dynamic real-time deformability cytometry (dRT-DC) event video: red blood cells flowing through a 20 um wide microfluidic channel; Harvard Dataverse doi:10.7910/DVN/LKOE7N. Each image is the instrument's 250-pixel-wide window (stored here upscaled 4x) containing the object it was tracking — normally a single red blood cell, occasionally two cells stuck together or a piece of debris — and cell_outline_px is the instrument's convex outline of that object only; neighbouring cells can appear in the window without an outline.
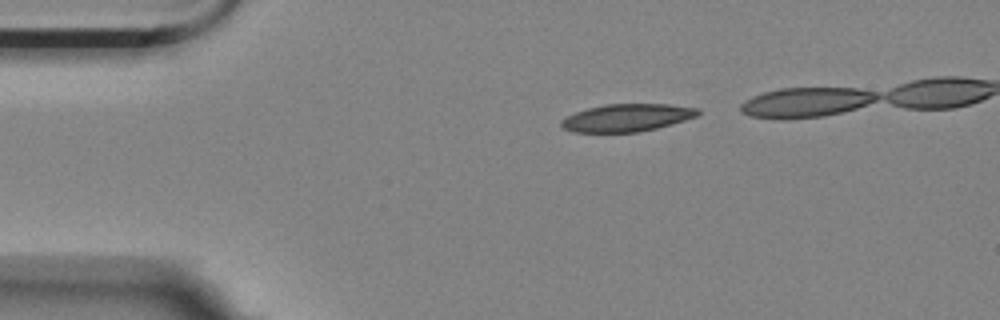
{"species": "Egyptian fruit bat (a non-hibernating species)", "species_latin": "Rousettus aegyptiacus", "temperature_condition": "room temperature", "stored_images_in_passage": 36, "camera_frame_rate_fps": 3000, "um_per_image_px": 0.085, "animal": {"sex": "female"}, "frame": {"image": 1, "passage_image": 1, "time_ms": 0.0, "image_size_px": [1000, 320], "cell_outline_px": [[700, 112], [696, 116], [672, 124], [640, 132], [572, 132], [564, 128], [560, 124], [560, 120], [576, 112], [588, 108], [604, 104], [668, 104], [700, 108]], "centroid_in_image_um": [53.29, 10.0], "position_along_channel_um": 31.7, "area_um2": 21.91}}
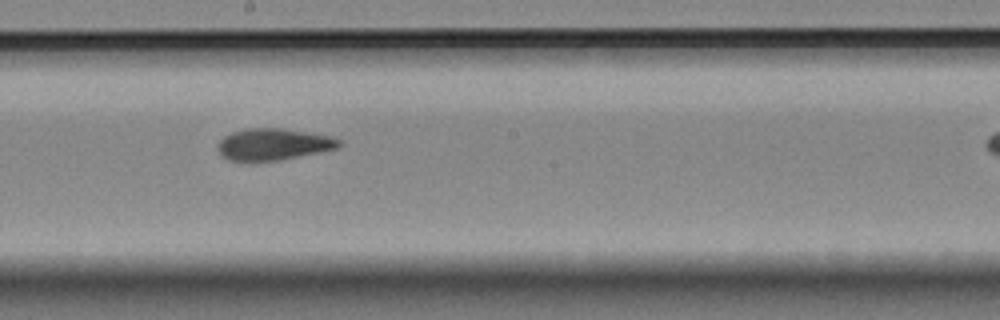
{"frame": {"image": 2, "passage_image": 21, "time_ms": 6.667, "image_size_px": [1000, 320], "cell_outline_px": [[344, 144], [340, 148], [280, 160], [228, 160], [220, 152], [220, 140], [224, 136], [232, 132], [244, 128], [280, 128], [332, 136], [344, 140]], "centroid_in_image_um": [23.35, 12.25], "position_along_channel_um": 224.9, "area_um2": 22.25}}
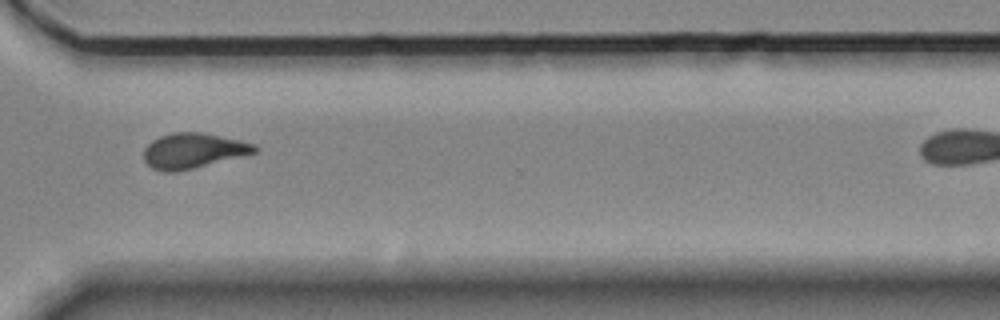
{"frame": {"image": 3, "passage_image": 32, "time_ms": 10.333, "image_size_px": [1000, 320], "cell_outline_px": [[260, 148], [256, 152], [176, 172], [160, 172], [152, 168], [144, 160], [144, 148], [152, 140], [160, 136], [172, 132], [200, 132], [240, 140], [256, 144]], "centroid_in_image_um": [16.39, 12.8], "position_along_channel_um": 354.2, "area_um2": 22.6}}